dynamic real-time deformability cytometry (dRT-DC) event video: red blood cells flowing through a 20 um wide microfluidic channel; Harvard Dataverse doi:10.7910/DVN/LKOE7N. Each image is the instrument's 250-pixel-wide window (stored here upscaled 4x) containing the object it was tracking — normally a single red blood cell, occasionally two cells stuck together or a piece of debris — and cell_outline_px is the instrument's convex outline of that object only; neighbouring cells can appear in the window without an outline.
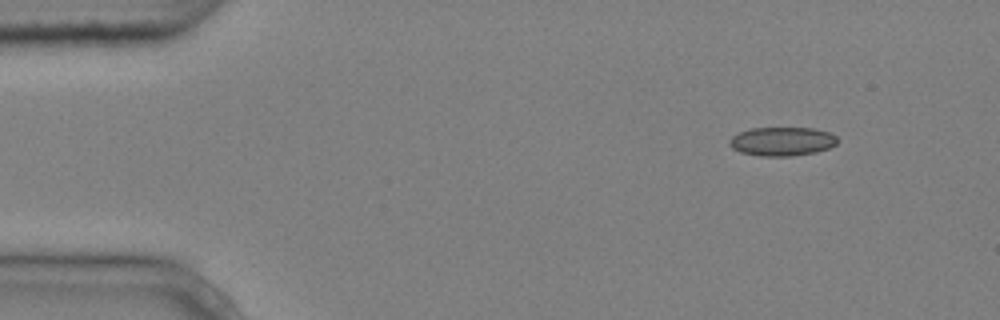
{"species": "common noctule bat (a hibernating species)", "species_latin": "Nyctalus noctula", "temperature_condition": "cold", "stored_images_in_passage": 5, "segment_of_instrument_passage": [1, 2], "camera_frame_rate_fps": 3000, "um_per_image_px": 0.085, "animal": {"sex": "male", "body_mass_g": 20.4}, "frame": {"image": 1, "passage_image": 1, "time_ms": 0.0, "image_size_px": [1000, 320], "cell_outline_px": [[836, 144], [828, 148], [816, 152], [792, 156], [760, 156], [740, 152], [732, 148], [728, 144], [728, 140], [732, 136], [740, 132], [752, 128], [812, 128], [828, 132], [836, 136]], "centroid_in_image_um": [66.44, 12.02], "position_along_channel_um": 18.6, "area_um2": 18.09}}
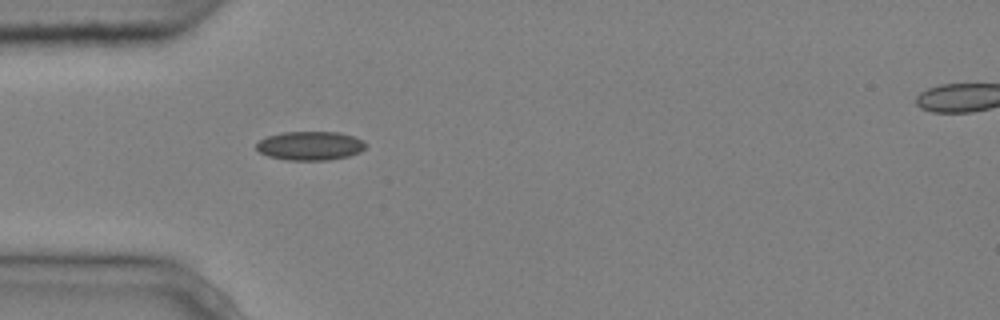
{"frame": {"image": 2, "passage_image": 4, "time_ms": 1.0, "image_size_px": [1000, 320], "cell_outline_px": [[368, 144], [360, 152], [348, 156], [328, 160], [288, 160], [268, 156], [260, 152], [256, 148], [256, 144], [260, 140], [268, 136], [284, 132], [340, 132], [364, 140]], "centroid_in_image_um": [26.39, 12.39], "position_along_channel_um": 58.6, "area_um2": 18.38}}